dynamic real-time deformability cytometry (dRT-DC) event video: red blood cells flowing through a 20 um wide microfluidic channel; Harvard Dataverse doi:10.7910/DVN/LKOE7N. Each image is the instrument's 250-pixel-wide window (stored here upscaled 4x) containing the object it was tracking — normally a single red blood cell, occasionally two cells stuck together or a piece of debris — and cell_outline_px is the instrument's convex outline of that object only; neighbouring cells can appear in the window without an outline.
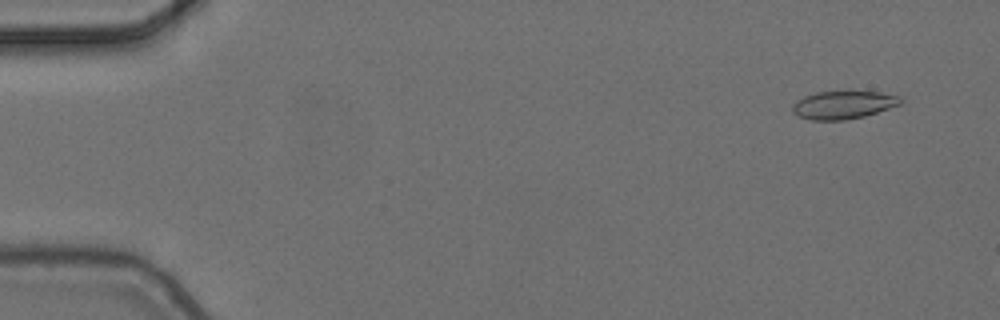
{"species": "common noctule bat (a hibernating species)", "species_latin": "Nyctalus noctula", "temperature_condition": "cold", "stored_images_in_passage": 4, "camera_frame_rate_fps": 3000, "um_per_image_px": 0.085, "animal": {"sex": "female", "body_mass_g": 24.6, "forearm_length_mm": 56.2}, "frame": {"image": 1, "passage_image": 1, "time_ms": 0.0, "image_size_px": [1000, 320], "cell_outline_px": [[904, 100], [900, 104], [864, 116], [844, 120], [812, 120], [800, 116], [792, 112], [792, 104], [796, 100], [804, 96], [816, 92], [880, 92], [900, 96]], "centroid_in_image_um": [71.66, 8.91], "position_along_channel_um": 13.3, "area_um2": 17.46}}
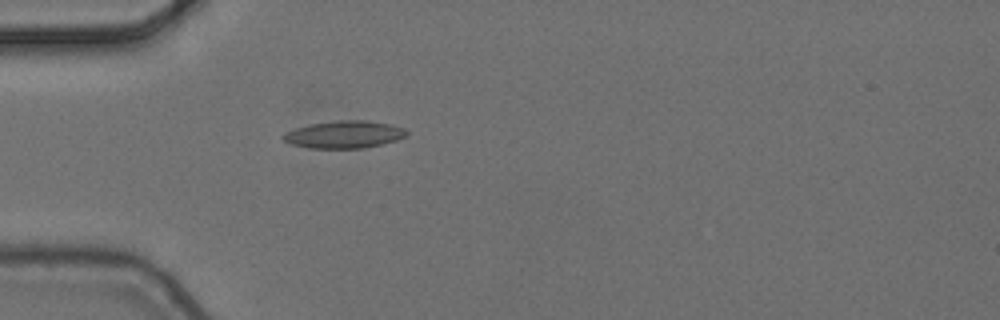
{"frame": {"image": 2, "passage_image": 4, "time_ms": 1.0, "image_size_px": [1000, 320], "cell_outline_px": [[408, 132], [404, 136], [396, 140], [364, 148], [308, 148], [292, 144], [284, 140], [280, 136], [296, 128], [312, 124], [336, 120], [368, 120], [388, 124], [404, 128]], "centroid_in_image_um": [29.25, 11.43], "position_along_channel_um": 55.7, "area_um2": 19.42}}